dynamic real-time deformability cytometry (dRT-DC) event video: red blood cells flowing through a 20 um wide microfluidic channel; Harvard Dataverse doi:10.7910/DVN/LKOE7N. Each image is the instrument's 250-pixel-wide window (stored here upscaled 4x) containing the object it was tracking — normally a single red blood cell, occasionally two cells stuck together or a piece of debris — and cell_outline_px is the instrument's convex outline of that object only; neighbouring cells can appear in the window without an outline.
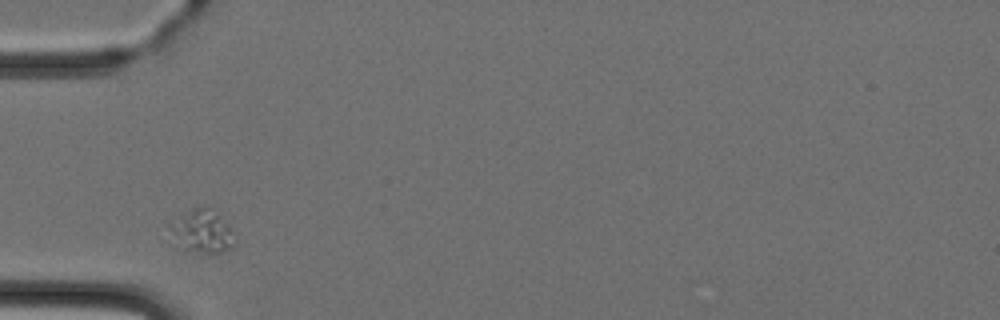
{"species": "Egyptian fruit bat (a non-hibernating species)", "species_latin": "Rousettus aegyptiacus", "temperature_condition": "cold", "stored_images_in_passage": 5, "camera_frame_rate_fps": 3000, "um_per_image_px": 0.085, "animal": {"sex": "female"}, "frame": {"image": 1, "passage_image": 1, "time_ms": 0.0, "image_size_px": [1000, 320], "cell_outline_px": [[236, 244], [232, 248], [224, 252], [200, 252], [176, 248], [168, 244], [168, 224], [180, 216], [204, 204], [220, 216], [228, 228]], "centroid_in_image_um": [17.04, 19.71], "position_along_channel_um": 68.0, "area_um2": 16.59}}
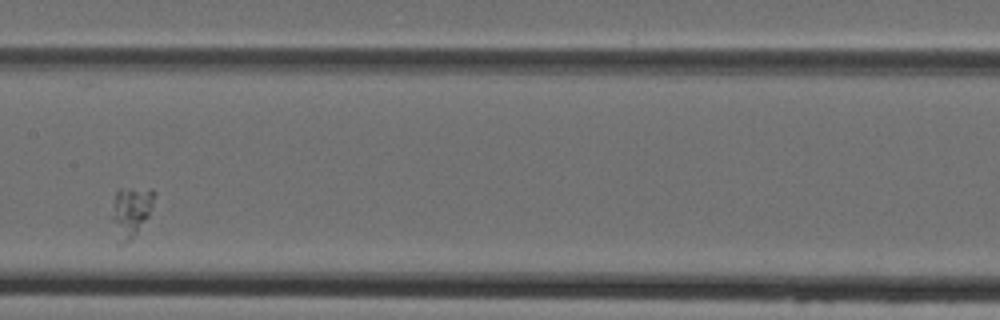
{"frame": {"image": 2, "passage_image": 4, "time_ms": 3.333, "image_size_px": [1000, 320], "cell_outline_px": [[156, 192], [152, 208], [148, 216], [136, 236], [120, 248], [116, 244], [112, 220], [112, 216], [116, 192], [120, 188], [152, 188]], "centroid_in_image_um": [11.13, 18.06], "position_along_channel_um": 196.3, "area_um2": 12.95}}